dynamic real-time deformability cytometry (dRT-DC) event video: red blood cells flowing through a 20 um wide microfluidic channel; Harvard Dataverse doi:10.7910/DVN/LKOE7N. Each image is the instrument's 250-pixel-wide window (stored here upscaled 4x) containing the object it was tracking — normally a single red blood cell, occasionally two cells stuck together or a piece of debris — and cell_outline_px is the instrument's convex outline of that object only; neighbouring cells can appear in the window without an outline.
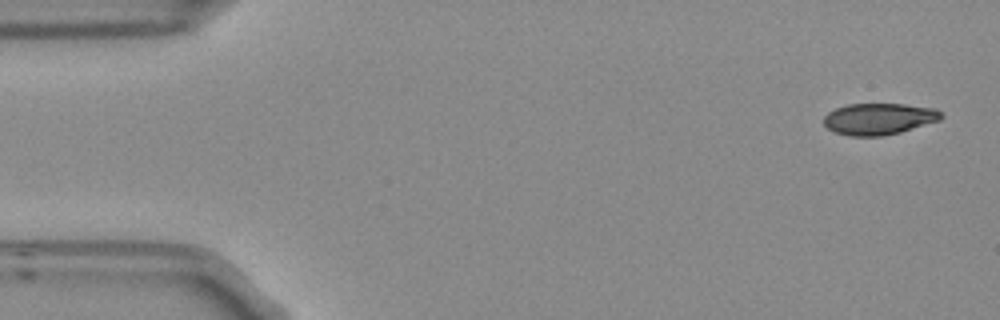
{"species": "Egyptian fruit bat (a non-hibernating species)", "species_latin": "Rousettus aegyptiacus", "temperature_condition": "room temperature", "stored_images_in_passage": 5, "camera_frame_rate_fps": 3000, "um_per_image_px": 0.085, "frame": {"image": 1, "passage_image": 1, "time_ms": 0.0, "image_size_px": [1000, 320], "cell_outline_px": [[944, 116], [940, 120], [900, 132], [880, 136], [848, 136], [836, 132], [828, 128], [824, 124], [824, 116], [828, 112], [836, 108], [848, 104], [904, 104], [936, 108]], "centroid_in_image_um": [74.71, 10.1], "position_along_channel_um": 10.3, "area_um2": 21.5}}
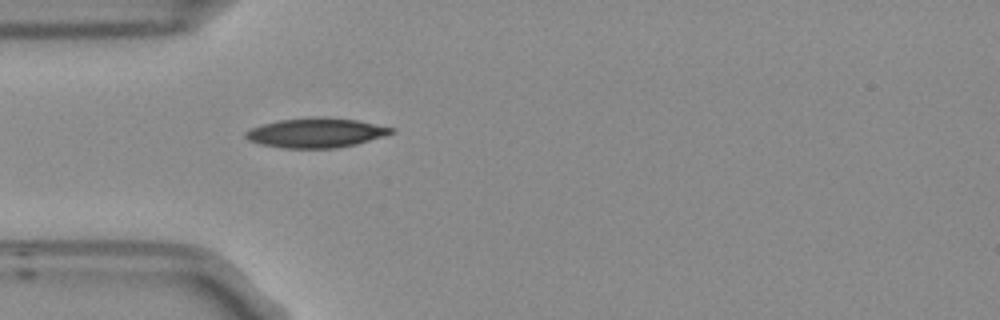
{"frame": {"image": 2, "passage_image": 5, "time_ms": 1.333, "image_size_px": [1000, 320], "cell_outline_px": [[396, 132], [384, 136], [356, 144], [336, 148], [284, 148], [260, 144], [248, 140], [244, 136], [244, 132], [260, 124], [280, 120], [312, 116], [324, 116], [356, 120], [396, 128]], "centroid_in_image_um": [26.87, 11.27], "position_along_channel_um": 58.1, "area_um2": 25.37}}